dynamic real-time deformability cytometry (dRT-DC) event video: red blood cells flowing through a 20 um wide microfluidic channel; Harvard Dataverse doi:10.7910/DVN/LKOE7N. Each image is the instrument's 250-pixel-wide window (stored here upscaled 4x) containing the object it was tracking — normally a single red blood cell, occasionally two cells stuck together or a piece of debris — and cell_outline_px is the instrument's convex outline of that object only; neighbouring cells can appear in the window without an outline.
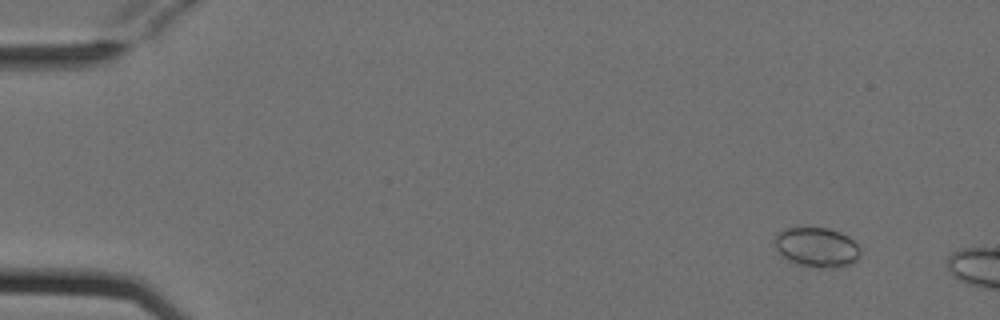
{"species": "Egyptian fruit bat (a non-hibernating species)", "species_latin": "Rousettus aegyptiacus", "temperature_condition": "cold", "stored_images_in_passage": 4, "camera_frame_rate_fps": 3000, "um_per_image_px": 0.085, "animal": {"sex": "female"}, "frame": {"image": 1, "passage_image": 2, "time_ms": 0.333, "image_size_px": [1000, 320], "cell_outline_px": [[860, 256], [856, 260], [848, 264], [832, 268], [800, 264], [784, 256], [776, 248], [776, 232], [784, 228], [828, 228], [840, 232], [848, 236], [860, 248]], "centroid_in_image_um": [69.45, 20.98], "position_along_channel_um": 15.5, "area_um2": 19.25}}